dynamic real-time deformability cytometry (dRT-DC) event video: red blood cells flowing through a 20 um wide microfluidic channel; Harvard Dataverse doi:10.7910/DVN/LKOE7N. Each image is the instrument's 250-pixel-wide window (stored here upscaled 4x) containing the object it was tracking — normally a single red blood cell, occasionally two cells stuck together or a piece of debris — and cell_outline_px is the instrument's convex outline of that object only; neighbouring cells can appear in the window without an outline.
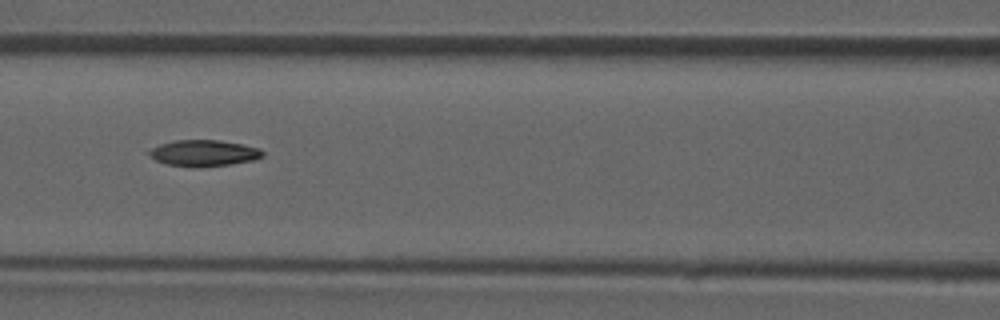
{"species": "common noctule bat (a hibernating species)", "species_latin": "Nyctalus noctula", "temperature_condition": "room temperature", "stored_images_in_passage": 37, "camera_frame_rate_fps": 3000, "um_per_image_px": 0.085, "animal": {"sex": "male", "forearm_length_mm": 52.5}, "frame": {"image": 1, "passage_image": 11, "time_ms": 3.333, "image_size_px": [1000, 320], "cell_outline_px": [[264, 156], [256, 160], [232, 164], [168, 164], [156, 160], [148, 152], [152, 148], [160, 144], [176, 140], [220, 140], [260, 148], [264, 152]], "centroid_in_image_um": [17.41, 12.96], "position_along_channel_um": 149.2, "area_um2": 16.47}}